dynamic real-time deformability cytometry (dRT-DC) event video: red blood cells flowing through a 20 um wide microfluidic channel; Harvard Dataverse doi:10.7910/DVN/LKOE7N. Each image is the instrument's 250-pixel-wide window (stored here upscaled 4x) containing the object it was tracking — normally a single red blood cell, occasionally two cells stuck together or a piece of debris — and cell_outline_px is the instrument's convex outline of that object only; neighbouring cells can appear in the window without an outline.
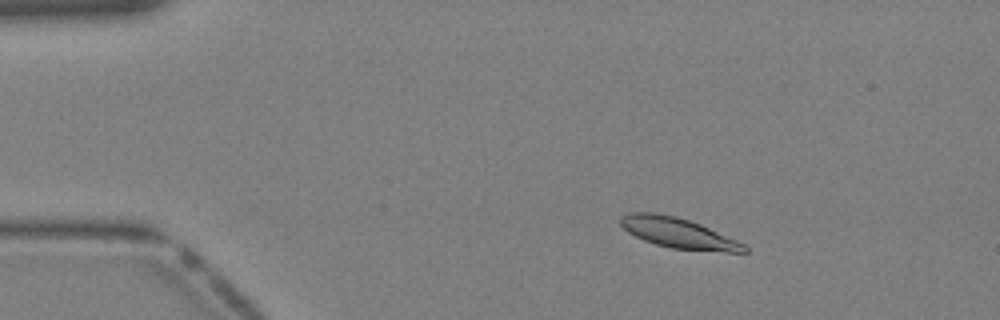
{"species": "Egyptian fruit bat (a non-hibernating species)", "species_latin": "Rousettus aegyptiacus", "temperature_condition": "warm", "stored_images_in_passage": 41, "camera_frame_rate_fps": 3000, "um_per_image_px": 0.085, "animal": {"sex": "female"}, "frame": {"image": 1, "passage_image": 7, "time_ms": 2.0, "image_size_px": [1000, 320], "cell_outline_px": [[748, 252], [724, 252], [672, 248], [656, 244], [644, 240], [628, 232], [620, 224], [620, 216], [628, 212], [652, 212], [676, 216], [700, 224], [736, 240], [744, 244], [748, 248]], "centroid_in_image_um": [57.63, 19.8], "position_along_channel_um": 27.4, "area_um2": 21.68}}
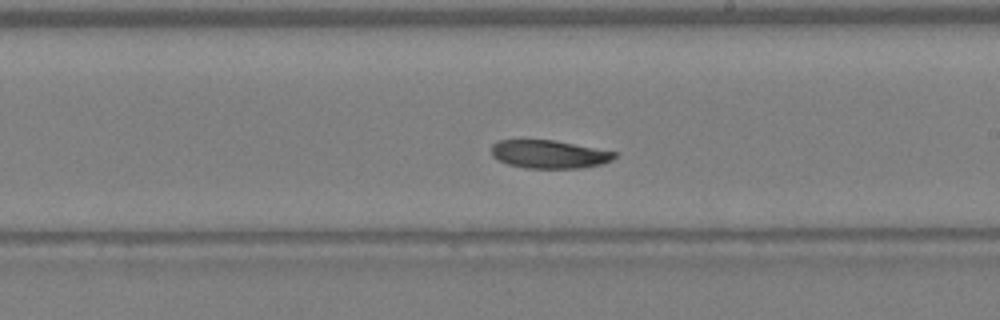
{"frame": {"image": 2, "passage_image": 24, "time_ms": 7.667, "image_size_px": [1000, 320], "cell_outline_px": [[616, 156], [612, 160], [604, 164], [580, 168], [524, 168], [508, 164], [492, 156], [492, 144], [496, 140], [556, 140], [616, 152]], "centroid_in_image_um": [46.69, 13.11], "position_along_channel_um": 242.3, "area_um2": 20.29}}
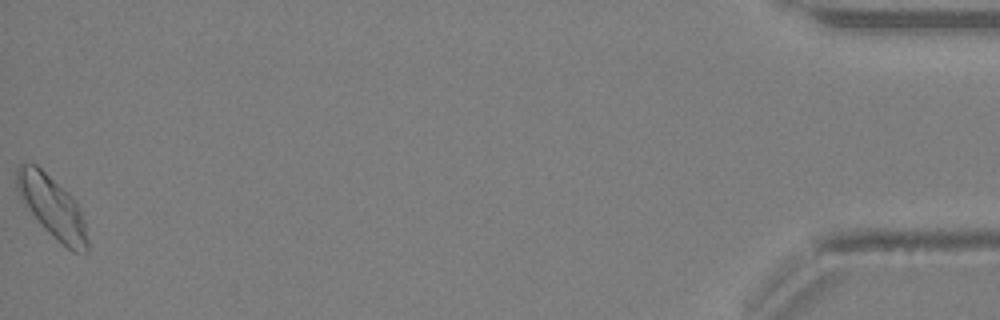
{"frame": {"image": 3, "passage_image": 41, "time_ms": 13.333, "image_size_px": [1000, 320], "cell_outline_px": [[88, 252], [72, 252], [44, 228], [20, 200], [16, 188], [16, 168], [24, 160], [36, 164], [68, 192], [72, 196], [84, 220], [88, 240]], "centroid_in_image_um": [4.39, 17.55], "position_along_channel_um": 430.8, "area_um2": 25.43}}